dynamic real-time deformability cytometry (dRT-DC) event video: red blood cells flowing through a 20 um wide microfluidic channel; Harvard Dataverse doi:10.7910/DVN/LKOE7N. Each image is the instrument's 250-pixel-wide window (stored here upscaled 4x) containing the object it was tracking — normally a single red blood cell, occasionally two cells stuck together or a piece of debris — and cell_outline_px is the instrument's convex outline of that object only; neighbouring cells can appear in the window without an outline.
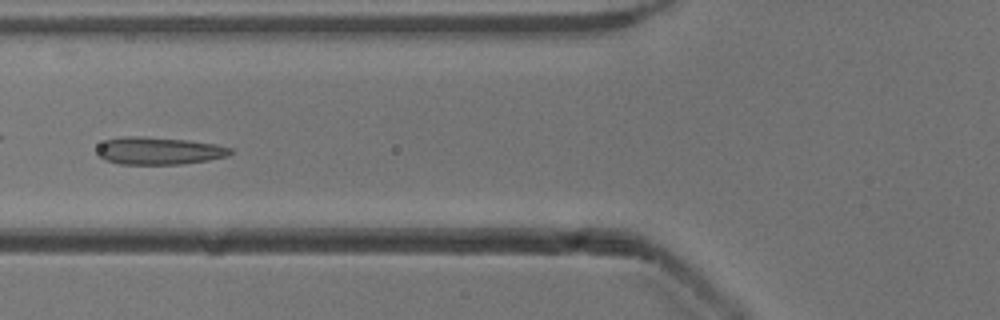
{"species": "common noctule bat (a hibernating species)", "species_latin": "Nyctalus noctula", "temperature_condition": "cold", "stored_images_in_passage": 52, "camera_frame_rate_fps": 3000, "um_per_image_px": 0.085, "animal": {"sex": "male", "body_mass_g": 13.3}, "frame": {"image": 1, "passage_image": 20, "time_ms": 6.333, "image_size_px": [1000, 320], "cell_outline_px": [[232, 152], [228, 156], [208, 160], [180, 164], [120, 164], [104, 160], [96, 152], [96, 148], [104, 140], [124, 136], [144, 136], [188, 140], [216, 144], [232, 148]], "centroid_in_image_um": [13.48, 12.81], "position_along_channel_um": 112.3, "area_um2": 21.5}}
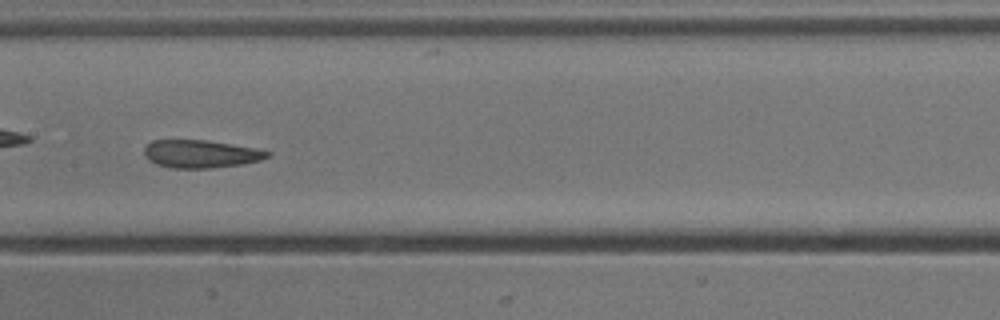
{"frame": {"image": 2, "passage_image": 26, "time_ms": 8.333, "image_size_px": [1000, 320], "cell_outline_px": [[272, 152], [268, 156], [260, 160], [240, 164], [208, 168], [172, 168], [156, 164], [148, 160], [144, 156], [144, 148], [152, 140], [204, 140], [252, 148]], "centroid_in_image_um": [16.99, 13.08], "position_along_channel_um": 190.4, "area_um2": 19.65}}
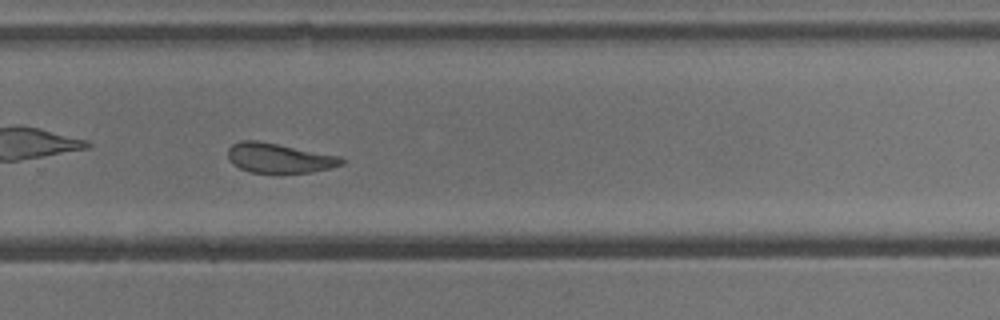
{"frame": {"image": 3, "passage_image": 35, "time_ms": 11.333, "image_size_px": [1000, 320], "cell_outline_px": [[344, 164], [332, 168], [312, 172], [248, 172], [232, 164], [228, 160], [228, 148], [232, 144], [240, 140], [256, 140], [340, 156], [344, 160]], "centroid_in_image_um": [23.7, 13.43], "position_along_channel_um": 306.1, "area_um2": 19.59}, "authors_computed_cell_mechanics": {"area_um2": 22.253, "velocity_mm_per_s": 3.8839, "shape_relaxation_time_tau1_ms": null, "shape_relaxation_time_tau2_ms": 2.9724, "deformation_change_tau1": null, "deformation_change_tau2": 0.0782}}